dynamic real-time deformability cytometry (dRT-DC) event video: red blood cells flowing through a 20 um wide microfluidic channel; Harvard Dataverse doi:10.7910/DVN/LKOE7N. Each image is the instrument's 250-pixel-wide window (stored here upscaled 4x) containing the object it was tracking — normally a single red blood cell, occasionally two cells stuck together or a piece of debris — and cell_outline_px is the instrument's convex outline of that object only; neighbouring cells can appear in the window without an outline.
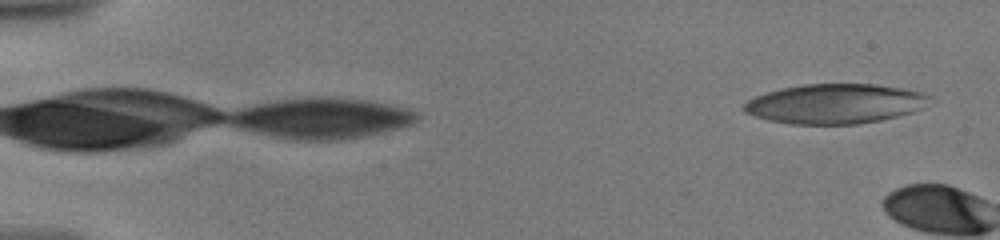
{"species": "human", "species_latin": "Homo sapiens", "temperature_condition": "warm", "stored_images_in_passage": 30, "camera_frame_rate_fps": 3000, "um_per_image_px": 0.085, "donor": {"sex": "male"}, "frame": {"image": 1, "passage_image": 2, "time_ms": 0.333, "image_size_px": [1000, 240], "cell_outline_px": [[936, 100], [912, 112], [880, 120], [856, 124], [792, 124], [768, 120], [744, 112], [744, 104], [748, 100], [756, 96], [780, 88], [804, 84], [876, 84], [904, 88], [920, 92], [932, 96]], "centroid_in_image_um": [71.03, 8.81], "position_along_channel_um": 14.0, "area_um2": 43.0}}
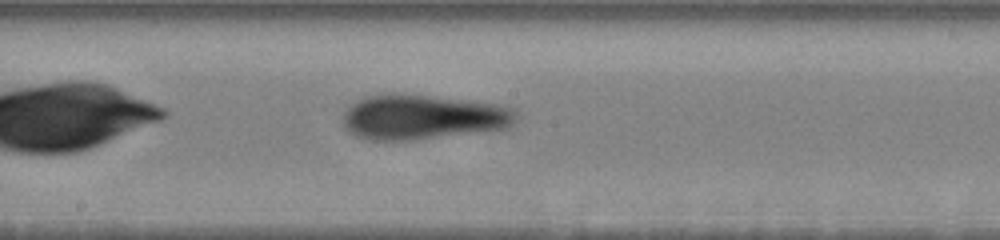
{"frame": {"image": 2, "passage_image": 13, "time_ms": 5.0, "image_size_px": [1000, 240], "cell_outline_px": [[516, 112], [512, 124], [504, 128], [412, 140], [376, 140], [356, 136], [348, 132], [344, 128], [344, 112], [356, 100], [364, 96], [392, 92], [404, 92], [500, 104], [512, 108]], "centroid_in_image_um": [35.86, 9.91], "position_along_channel_um": 212.3, "area_um2": 45.43}}
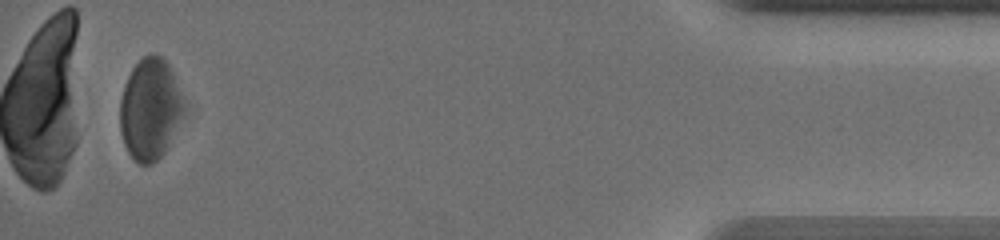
{"frame": {"image": 3, "passage_image": 30, "time_ms": 12.667, "image_size_px": [1000, 240], "cell_outline_px": [[188, 108], [184, 116], [164, 152], [152, 164], [140, 164], [128, 152], [124, 144], [120, 132], [120, 100], [124, 84], [132, 68], [148, 52], [156, 52], [168, 64], [188, 104]], "centroid_in_image_um": [12.79, 9.24], "position_along_channel_um": 422.4, "area_um2": 38.32}, "authors_computed_cell_mechanics": {"area_um2": 44.506, "velocity_mm_per_s": 3.5429, "shape_relaxation_time_tau1_ms": 7.3645, "shape_relaxation_time_tau2_ms": 3.2558, "deformation_change_tau1": 0.1233, "deformation_change_tau2": 0.1226}}